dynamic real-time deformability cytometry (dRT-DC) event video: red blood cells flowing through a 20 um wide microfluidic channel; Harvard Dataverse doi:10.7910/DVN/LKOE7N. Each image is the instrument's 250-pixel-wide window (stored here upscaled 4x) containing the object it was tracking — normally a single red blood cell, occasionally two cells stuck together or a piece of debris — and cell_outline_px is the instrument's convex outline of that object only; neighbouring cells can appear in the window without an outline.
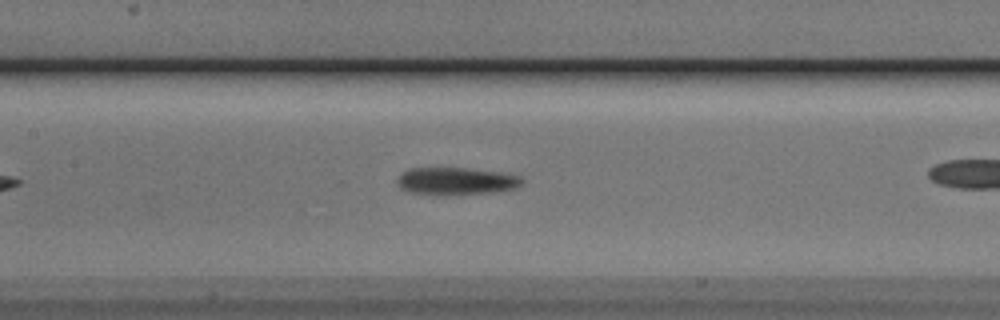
{"species": "Egyptian fruit bat (a non-hibernating species)", "species_latin": "Rousettus aegyptiacus", "temperature_condition": "cold", "stored_images_in_passage": 32, "camera_frame_rate_fps": 3000, "um_per_image_px": 0.085, "animal": {"sex": "male"}, "frame": {"image": 1, "passage_image": 14, "time_ms": 4.333, "image_size_px": [1000, 320], "cell_outline_px": [[524, 180], [516, 188], [492, 192], [432, 196], [408, 192], [400, 188], [396, 180], [408, 168], [468, 168], [500, 172], [520, 176]], "centroid_in_image_um": [38.73, 15.4], "position_along_channel_um": 168.7, "area_um2": 20.11}}